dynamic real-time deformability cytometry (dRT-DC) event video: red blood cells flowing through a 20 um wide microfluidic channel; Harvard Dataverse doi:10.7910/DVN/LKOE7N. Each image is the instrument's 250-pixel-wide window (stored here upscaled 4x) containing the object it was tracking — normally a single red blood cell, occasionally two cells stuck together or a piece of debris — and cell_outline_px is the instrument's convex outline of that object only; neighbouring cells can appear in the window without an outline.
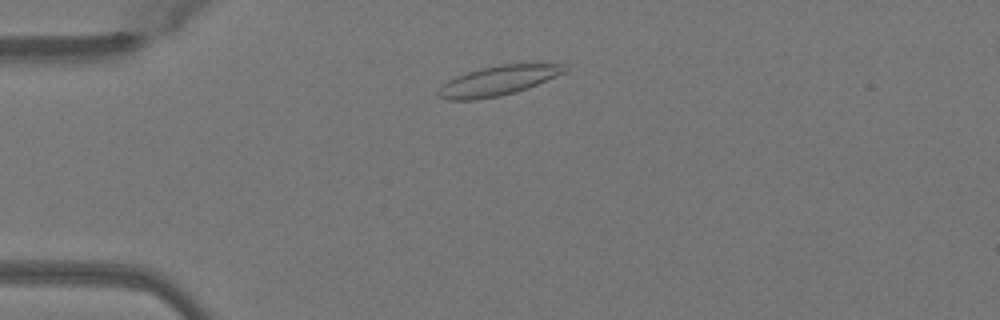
{"species": "Egyptian fruit bat (a non-hibernating species)", "species_latin": "Rousettus aegyptiacus", "temperature_condition": "warm", "stored_images_in_passage": 45, "camera_frame_rate_fps": 3000, "um_per_image_px": 0.085, "animal": {"sex": "female"}, "frame": {"image": 1, "passage_image": 7, "time_ms": 2.0, "image_size_px": [1000, 320], "cell_outline_px": [[568, 72], [516, 92], [500, 96], [476, 100], [448, 100], [436, 96], [436, 92], [448, 80], [456, 76], [468, 72], [484, 68], [504, 64], [560, 64]], "centroid_in_image_um": [42.29, 6.88], "position_along_channel_um": 42.7, "area_um2": 21.56}}
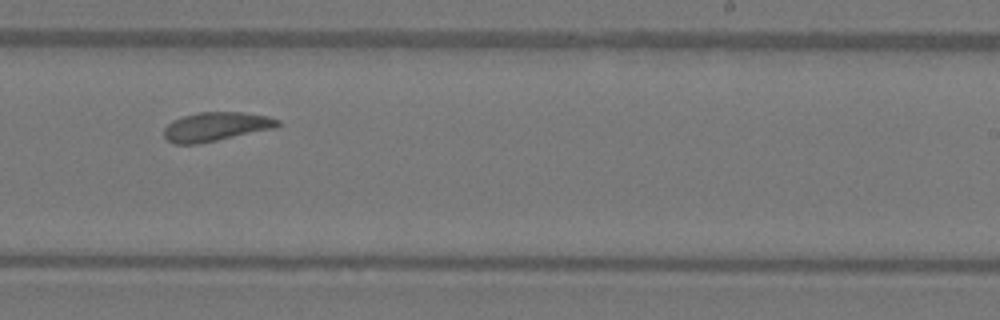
{"frame": {"image": 2, "passage_image": 26, "time_ms": 8.333, "image_size_px": [1000, 320], "cell_outline_px": [[280, 124], [276, 128], [200, 144], [172, 144], [164, 136], [164, 128], [172, 120], [184, 116], [200, 112], [244, 112], [268, 116], [280, 120]], "centroid_in_image_um": [18.37, 10.77], "position_along_channel_um": 270.6, "area_um2": 19.36}}
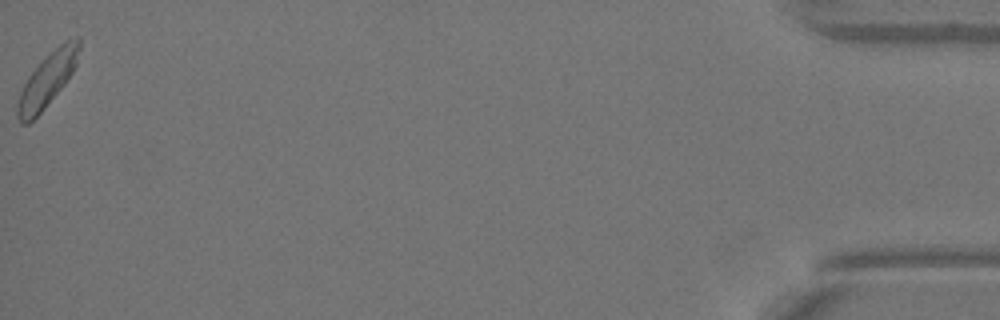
{"frame": {"image": 3, "passage_image": 45, "time_ms": 14.667, "image_size_px": [1000, 320], "cell_outline_px": [[80, 48], [76, 64], [72, 72], [64, 84], [44, 108], [28, 124], [20, 124], [16, 116], [16, 104], [20, 92], [28, 76], [64, 40], [76, 36], [80, 36]], "centroid_in_image_um": [4.01, 6.8], "position_along_channel_um": 431.2, "area_um2": 18.9}, "authors_computed_cell_mechanics": {"area_um2": 19.074, "velocity_mm_per_s": 4.0418, "shape_relaxation_time_tau1_ms": 4.0873, "shape_relaxation_time_tau2_ms": 1.9444, "deformation_change_tau1": 0.1216, "deformation_change_tau2": 0.0845}}